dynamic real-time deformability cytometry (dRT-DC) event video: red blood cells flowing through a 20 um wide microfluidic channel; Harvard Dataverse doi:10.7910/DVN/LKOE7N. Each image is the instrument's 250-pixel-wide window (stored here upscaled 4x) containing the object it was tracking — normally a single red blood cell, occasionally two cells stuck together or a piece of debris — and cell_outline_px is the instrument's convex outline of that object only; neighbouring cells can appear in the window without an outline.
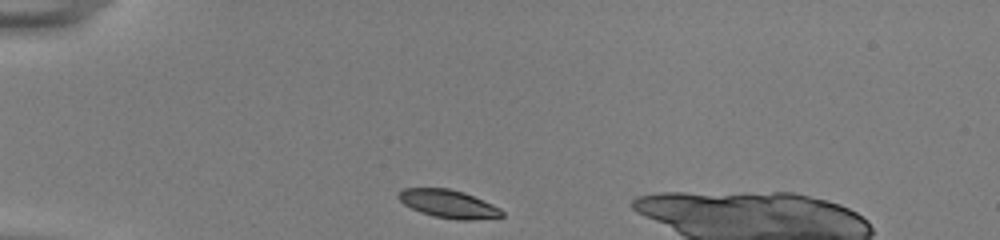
{"species": "common noctule bat (a hibernating species)", "species_latin": "Nyctalus noctula", "temperature_condition": "room temperature", "stored_images_in_passage": 36, "camera_frame_rate_fps": 3000, "um_per_image_px": 0.085, "animal": {"sex": "female", "body_mass_g": 22.0, "forearm_length_mm": 56.7}, "frame": {"image": 1, "passage_image": 1, "time_ms": 0.0, "image_size_px": [1000, 240], "cell_outline_px": [[504, 216], [472, 220], [456, 220], [432, 216], [420, 212], [404, 204], [396, 196], [404, 188], [448, 188], [464, 192], [492, 204], [500, 208], [504, 212]], "centroid_in_image_um": [38.12, 17.33], "position_along_channel_um": 46.9, "area_um2": 16.94}}
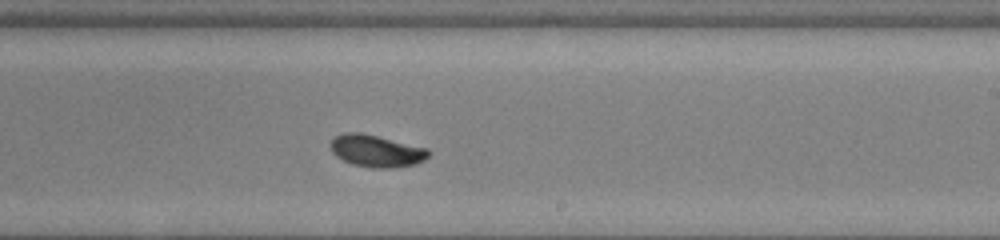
{"frame": {"image": 2, "passage_image": 20, "time_ms": 6.333, "image_size_px": [1000, 240], "cell_outline_px": [[432, 152], [424, 160], [416, 164], [392, 168], [372, 168], [352, 164], [336, 156], [332, 152], [328, 144], [336, 136], [344, 132], [360, 132], [428, 148]], "centroid_in_image_um": [31.99, 12.83], "position_along_channel_um": 257.0, "area_um2": 18.44}}
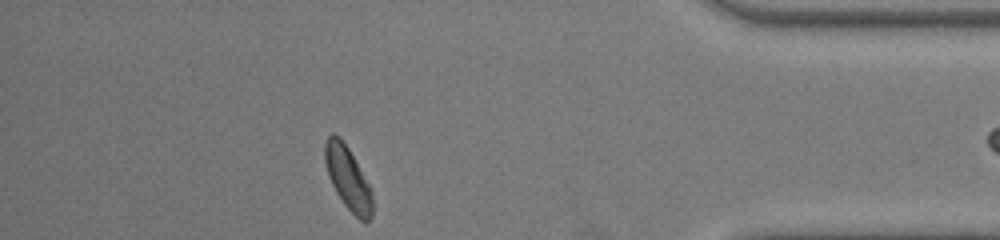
{"frame": {"image": 3, "passage_image": 34, "time_ms": 11.0, "image_size_px": [1000, 240], "cell_outline_px": [[372, 216], [364, 224], [344, 204], [336, 192], [328, 176], [324, 160], [324, 144], [328, 136], [332, 132], [340, 136], [348, 148], [368, 184], [372, 192]], "centroid_in_image_um": [29.55, 15.13], "position_along_channel_um": 405.7, "area_um2": 17.28}, "authors_computed_cell_mechanics": {"area_um2": 17.918, "velocity_mm_per_s": 3.8309, "shape_relaxation_time_tau1_ms": 3.6101, "shape_relaxation_time_tau2_ms": 2.1004, "deformation_change_tau1": 0.1287, "deformation_change_tau2": 0.0496}}